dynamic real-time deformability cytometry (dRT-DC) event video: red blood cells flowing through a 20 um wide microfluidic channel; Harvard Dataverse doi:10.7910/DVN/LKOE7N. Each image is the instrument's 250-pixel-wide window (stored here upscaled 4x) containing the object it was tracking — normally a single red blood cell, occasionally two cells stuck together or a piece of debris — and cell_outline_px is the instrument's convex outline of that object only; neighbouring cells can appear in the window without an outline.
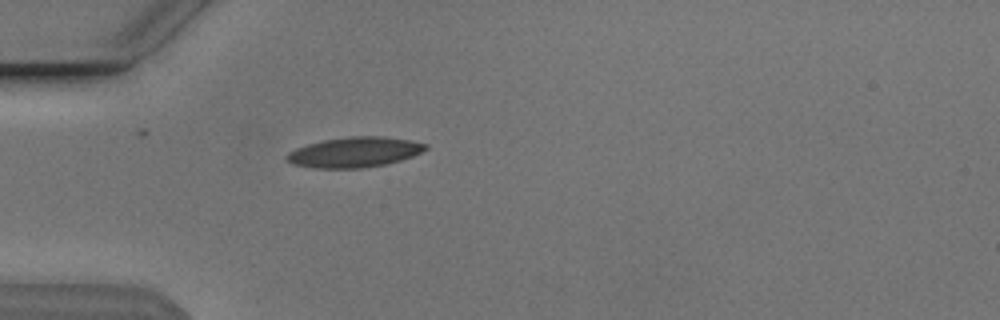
{"species": "Egyptian fruit bat (a non-hibernating species)", "species_latin": "Rousettus aegyptiacus", "temperature_condition": "cold", "stored_images_in_passage": 35, "camera_frame_rate_fps": 3000, "um_per_image_px": 0.085, "animal": {"sex": "male"}, "frame": {"image": 1, "passage_image": 1, "time_ms": 0.0, "image_size_px": [1000, 320], "cell_outline_px": [[428, 148], [412, 156], [400, 160], [384, 164], [360, 168], [316, 168], [292, 164], [284, 160], [284, 156], [288, 152], [296, 148], [308, 144], [324, 140], [352, 136], [384, 136], [412, 140], [428, 144]], "centroid_in_image_um": [30.11, 12.93], "position_along_channel_um": 54.9, "area_um2": 24.45}}
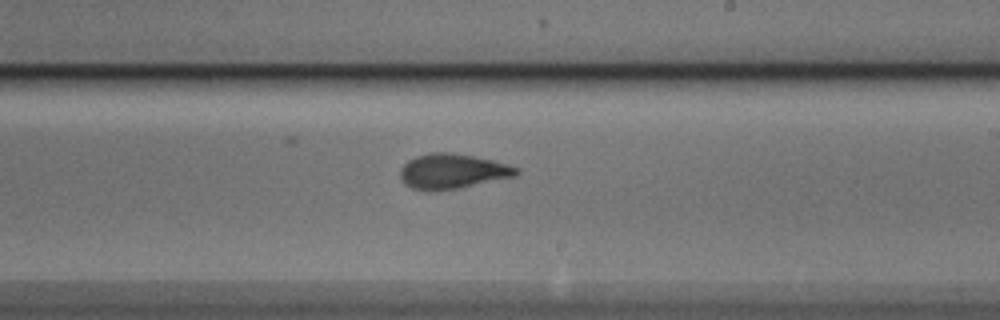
{"frame": {"image": 2, "passage_image": 17, "time_ms": 5.333, "image_size_px": [1000, 320], "cell_outline_px": [[520, 172], [516, 176], [460, 188], [412, 188], [404, 184], [400, 180], [400, 168], [408, 160], [416, 156], [432, 152], [448, 152], [472, 156], [492, 160], [508, 164], [520, 168]], "centroid_in_image_um": [38.49, 14.53], "position_along_channel_um": 250.5, "area_um2": 23.24}}
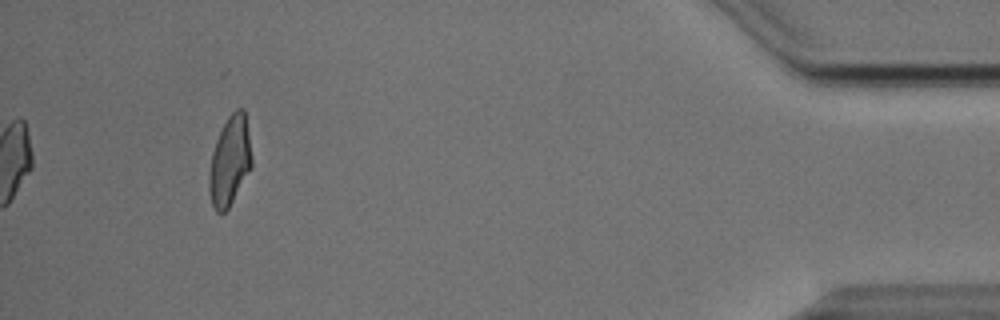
{"frame": {"image": 3, "passage_image": 35, "time_ms": 11.333, "image_size_px": [1000, 320], "cell_outline_px": [[252, 164], [228, 208], [224, 212], [216, 212], [212, 204], [208, 188], [208, 176], [212, 152], [216, 140], [228, 116], [236, 108], [244, 108], [252, 156]], "centroid_in_image_um": [19.51, 13.66], "position_along_channel_um": 415.7, "area_um2": 21.85}, "authors_computed_cell_mechanics": {"area_um2": 23.0044, "velocity_mm_per_s": 3.8314, "shape_relaxation_time_tau1_ms": 3.7539, "shape_relaxation_time_tau2_ms": 1.4093, "deformation_change_tau1": 0.1638, "deformation_change_tau2": 0.0707}}